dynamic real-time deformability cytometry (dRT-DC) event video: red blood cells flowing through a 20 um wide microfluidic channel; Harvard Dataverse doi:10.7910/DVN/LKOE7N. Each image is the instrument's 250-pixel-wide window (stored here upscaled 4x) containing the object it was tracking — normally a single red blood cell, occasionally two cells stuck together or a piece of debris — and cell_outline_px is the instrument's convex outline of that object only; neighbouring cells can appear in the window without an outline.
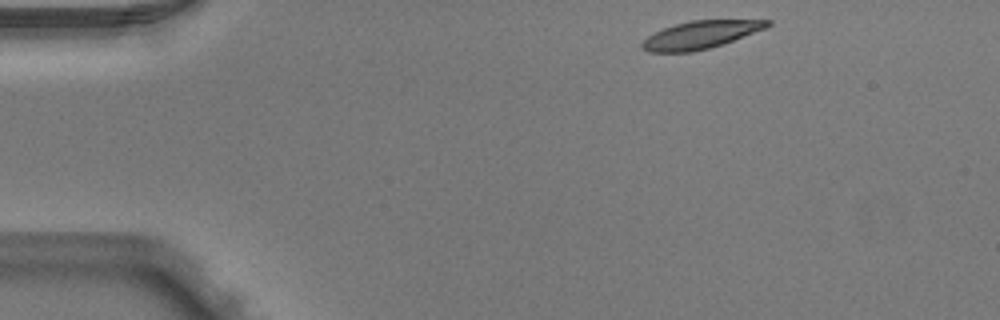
{"species": "Egyptian fruit bat (a non-hibernating species)", "species_latin": "Rousettus aegyptiacus", "temperature_condition": "warm", "stored_images_in_passage": 4, "segment_of_instrument_passage": [1, 2], "camera_frame_rate_fps": 3000, "um_per_image_px": 0.085, "animal": {"sex": "male"}, "frame": {"image": 1, "passage_image": 1, "time_ms": 0.0, "image_size_px": [1000, 320], "cell_outline_px": [[772, 24], [764, 28], [724, 44], [692, 52], [648, 52], [640, 44], [648, 36], [664, 28], [676, 24], [692, 20], [772, 20]], "centroid_in_image_um": [59.54, 2.96], "position_along_channel_um": 25.5, "area_um2": 19.94}}